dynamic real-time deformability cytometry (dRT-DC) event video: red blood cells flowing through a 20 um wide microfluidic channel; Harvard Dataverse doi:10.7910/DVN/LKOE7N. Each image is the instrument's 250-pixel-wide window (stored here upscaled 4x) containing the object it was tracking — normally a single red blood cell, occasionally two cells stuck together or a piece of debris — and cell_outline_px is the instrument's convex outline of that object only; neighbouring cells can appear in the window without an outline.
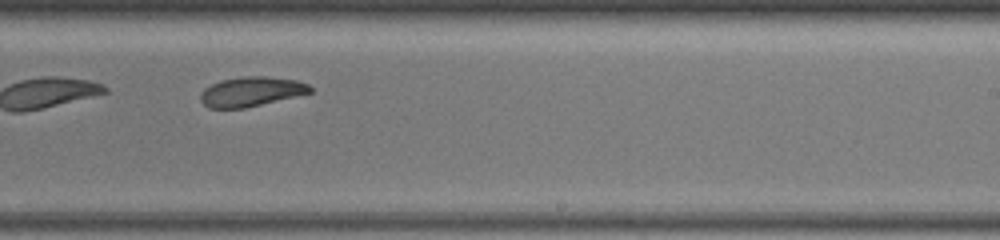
{"species": "common noctule bat (a hibernating species)", "species_latin": "Nyctalus noctula", "temperature_condition": "warm", "stored_images_in_passage": 13, "camera_frame_rate_fps": 3000, "um_per_image_px": 0.085, "animal": {"sex": "female", "body_mass_g": 19.5, "forearm_length_mm": 54.1}, "frame": {"image": 1, "passage_image": 10, "time_ms": 5.333, "image_size_px": [1000, 240], "cell_outline_px": [[312, 92], [244, 108], [208, 108], [200, 100], [200, 92], [204, 88], [212, 84], [224, 80], [244, 76], [264, 76], [296, 80], [308, 84], [312, 88]], "centroid_in_image_um": [21.33, 7.79], "position_along_channel_um": 267.7, "area_um2": 18.67}}
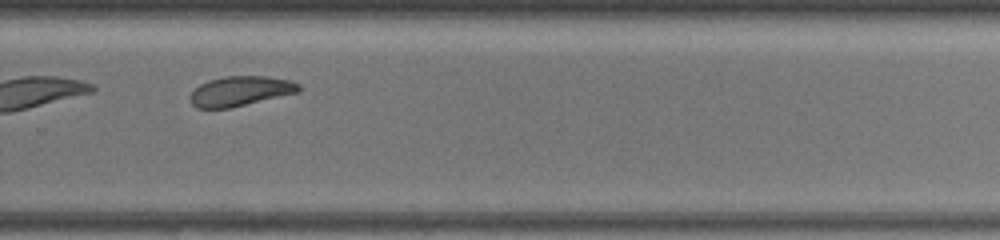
{"frame": {"image": 2, "passage_image": 11, "time_ms": 6.333, "image_size_px": [1000, 240], "cell_outline_px": [[300, 92], [232, 108], [196, 108], [188, 100], [188, 96], [200, 84], [208, 80], [224, 76], [268, 76], [292, 80], [300, 84]], "centroid_in_image_um": [20.44, 7.74], "position_along_channel_um": 309.4, "area_um2": 19.25}}